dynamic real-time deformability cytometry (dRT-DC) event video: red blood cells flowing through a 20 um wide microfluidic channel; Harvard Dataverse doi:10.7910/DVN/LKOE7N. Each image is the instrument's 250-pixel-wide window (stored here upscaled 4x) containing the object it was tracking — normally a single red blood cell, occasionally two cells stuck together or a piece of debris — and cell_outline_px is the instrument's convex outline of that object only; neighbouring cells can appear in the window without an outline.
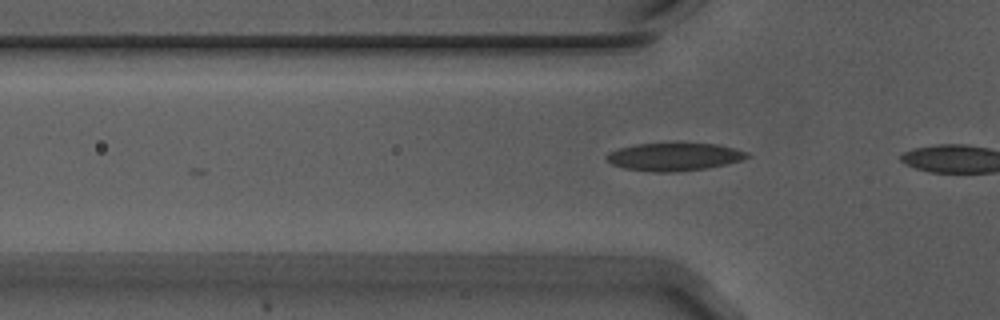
{"species": "Egyptian fruit bat (a non-hibernating species)", "species_latin": "Rousettus aegyptiacus", "temperature_condition": "warm", "stored_images_in_passage": 4, "camera_frame_rate_fps": 3000, "um_per_image_px": 0.085, "animal": {"sex": "male"}, "frame": {"image": 1, "passage_image": 4, "time_ms": 1.0, "image_size_px": [1000, 320], "cell_outline_px": [[752, 156], [728, 164], [708, 168], [672, 172], [656, 172], [624, 168], [612, 164], [604, 156], [608, 152], [620, 148], [636, 144], [676, 140], [716, 144], [736, 148], [748, 152]], "centroid_in_image_um": [57.34, 13.27], "position_along_channel_um": 68.5, "area_um2": 23.81}}